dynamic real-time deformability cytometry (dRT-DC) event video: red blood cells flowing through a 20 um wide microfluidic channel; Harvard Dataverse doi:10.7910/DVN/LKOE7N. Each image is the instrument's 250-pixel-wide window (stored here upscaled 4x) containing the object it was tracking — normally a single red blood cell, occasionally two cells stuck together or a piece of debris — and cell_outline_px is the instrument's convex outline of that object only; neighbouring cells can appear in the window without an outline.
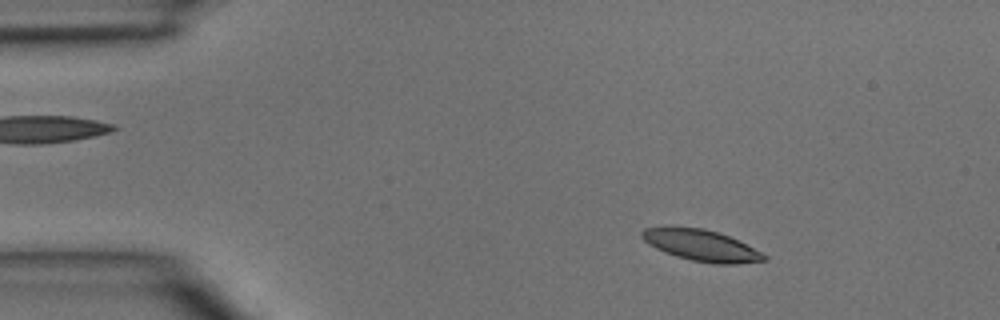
{"species": "common noctule bat (a hibernating species)", "species_latin": "Nyctalus noctula", "temperature_condition": "room temperature", "stored_images_in_passage": 2, "camera_frame_rate_fps": 3000, "um_per_image_px": 0.085, "animal": {"sex": "male", "body_mass_g": 15.6}, "frame": {"image": 1, "passage_image": 1, "time_ms": 0.0, "image_size_px": [1000, 320], "cell_outline_px": [[768, 260], [736, 264], [716, 264], [692, 260], [676, 256], [664, 252], [648, 244], [640, 236], [640, 232], [644, 228], [672, 224], [704, 228], [728, 236], [768, 256]], "centroid_in_image_um": [59.51, 20.82], "position_along_channel_um": 25.5, "area_um2": 22.6}}
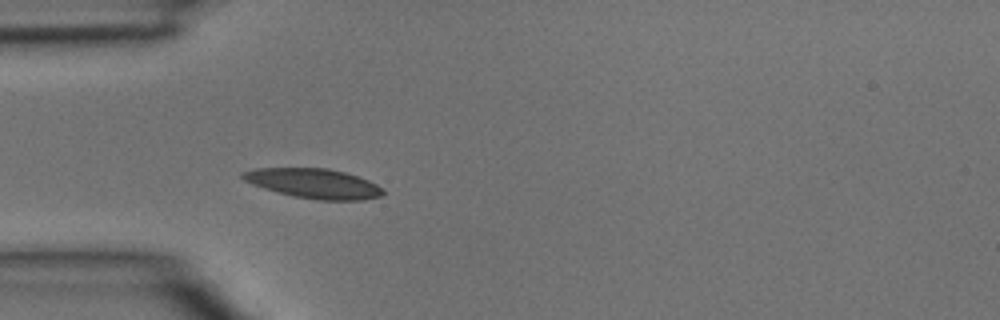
{"frame": {"image": 2, "passage_image": 2, "time_ms": 0.333, "image_size_px": [1000, 320], "cell_outline_px": [[384, 192], [380, 196], [364, 200], [316, 200], [292, 196], [264, 188], [252, 184], [244, 180], [240, 176], [240, 172], [256, 168], [328, 168], [344, 172], [368, 180], [384, 188]], "centroid_in_image_um": [26.66, 15.59], "position_along_channel_um": 58.3, "area_um2": 24.33}}